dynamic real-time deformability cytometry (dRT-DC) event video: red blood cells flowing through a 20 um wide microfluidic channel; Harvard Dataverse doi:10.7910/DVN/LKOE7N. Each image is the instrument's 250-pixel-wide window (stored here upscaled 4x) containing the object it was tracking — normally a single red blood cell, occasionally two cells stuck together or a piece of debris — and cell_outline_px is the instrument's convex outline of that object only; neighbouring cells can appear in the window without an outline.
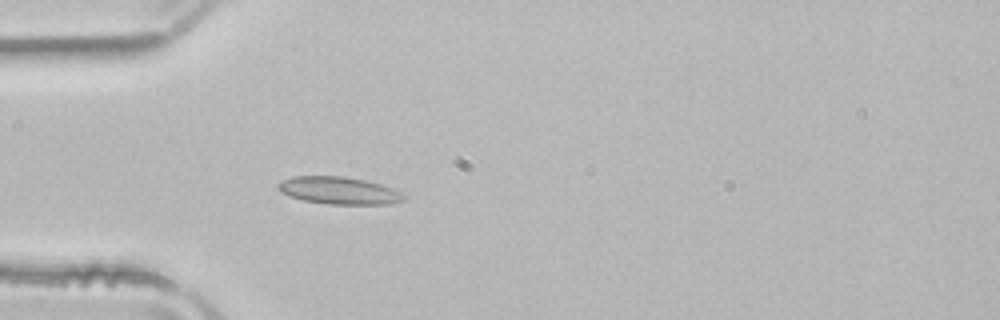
{"species": "common noctule bat (a hibernating species)", "species_latin": "Nyctalus noctula", "temperature_condition": "room temperature", "stored_images_in_passage": 3, "camera_frame_rate_fps": 3000, "um_per_image_px": 0.085, "animal": {"sex": "male", "body_mass_g": 21.5, "forearm_length_mm": 52.0}, "frame": {"image": 1, "passage_image": 3, "time_ms": 0.667, "image_size_px": [1000, 320], "cell_outline_px": [[404, 200], [388, 204], [328, 204], [304, 200], [288, 196], [280, 192], [276, 188], [276, 184], [292, 176], [344, 176], [364, 180], [380, 184], [404, 196]], "centroid_in_image_um": [28.7, 16.19], "position_along_channel_um": 56.3, "area_um2": 19.77}}